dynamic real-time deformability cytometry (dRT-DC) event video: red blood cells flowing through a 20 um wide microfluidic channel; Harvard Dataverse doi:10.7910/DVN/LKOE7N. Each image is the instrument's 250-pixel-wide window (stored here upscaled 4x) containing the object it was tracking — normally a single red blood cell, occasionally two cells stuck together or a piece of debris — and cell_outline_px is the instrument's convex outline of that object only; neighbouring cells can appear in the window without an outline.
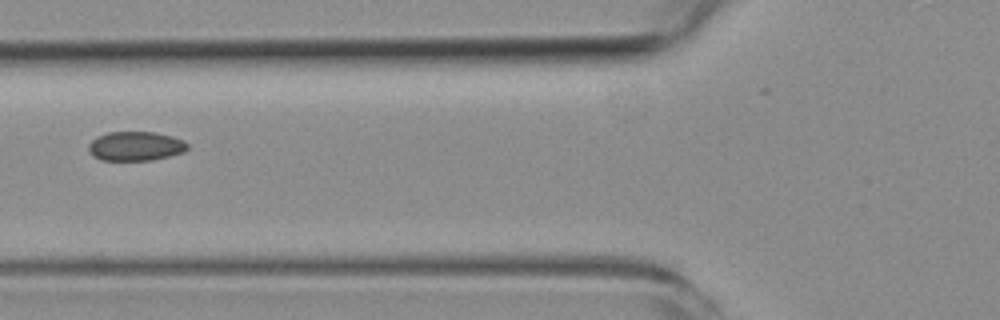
{"species": "common noctule bat (a hibernating species)", "species_latin": "Nyctalus noctula", "temperature_condition": "room temperature", "stored_images_in_passage": 5, "camera_frame_rate_fps": 3000, "um_per_image_px": 0.085, "animal": {"sex": "female", "body_mass_g": 19.3, "forearm_length_mm": 54.1}, "frame": {"image": 1, "passage_image": 5, "time_ms": 4.667, "image_size_px": [1000, 320], "cell_outline_px": [[188, 148], [184, 152], [152, 160], [100, 160], [92, 156], [88, 152], [88, 144], [96, 136], [108, 132], [152, 132], [172, 136], [184, 140], [188, 144]], "centroid_in_image_um": [11.49, 12.42], "position_along_channel_um": 114.3, "area_um2": 16.99}}